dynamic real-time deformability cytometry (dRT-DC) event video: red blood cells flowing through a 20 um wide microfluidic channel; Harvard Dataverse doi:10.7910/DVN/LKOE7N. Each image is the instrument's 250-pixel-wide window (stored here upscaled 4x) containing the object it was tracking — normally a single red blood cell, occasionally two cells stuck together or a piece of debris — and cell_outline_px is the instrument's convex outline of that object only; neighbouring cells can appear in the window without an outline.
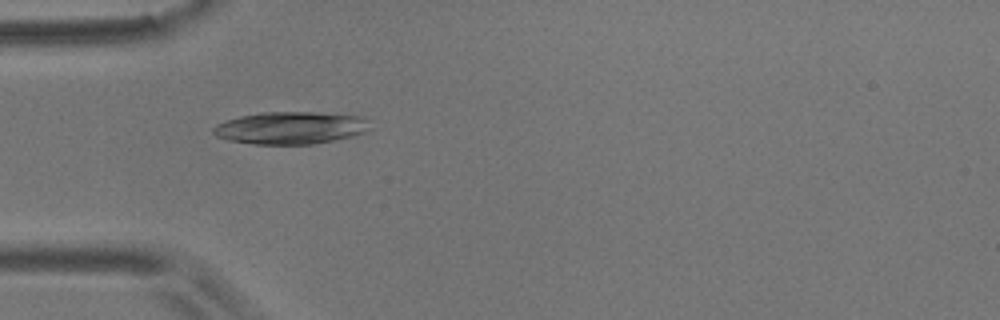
{"species": "common noctule bat (a hibernating species)", "species_latin": "Nyctalus noctula", "temperature_condition": "room temperature", "stored_images_in_passage": 4, "camera_frame_rate_fps": 3000, "um_per_image_px": 0.085, "animal": {"sex": "male", "body_mass_g": 17.9}, "frame": {"image": 1, "passage_image": 3, "time_ms": 0.667, "image_size_px": [1000, 320], "cell_outline_px": [[372, 128], [356, 136], [312, 144], [252, 144], [228, 140], [216, 136], [212, 132], [212, 128], [216, 124], [240, 116], [260, 112], [316, 112], [364, 116], [368, 120]], "centroid_in_image_um": [24.74, 10.86], "position_along_channel_um": 60.3, "area_um2": 29.88}}
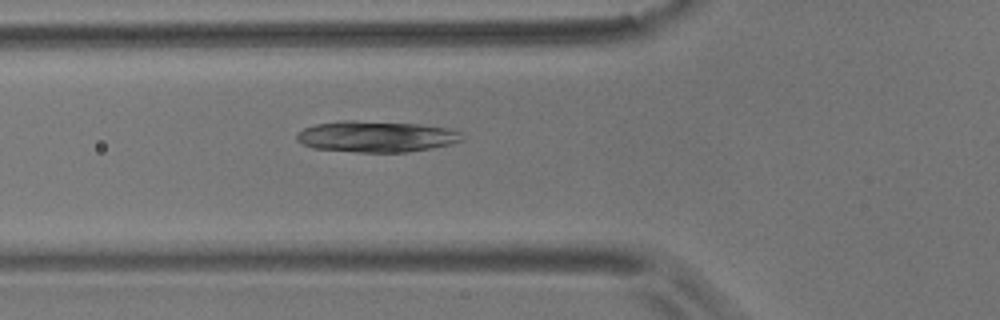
{"frame": {"image": 2, "passage_image": 4, "time_ms": 1.0, "image_size_px": [1000, 320], "cell_outline_px": [[464, 140], [432, 148], [408, 152], [356, 152], [312, 148], [296, 140], [296, 132], [304, 128], [316, 124], [340, 120], [356, 120], [420, 124], [448, 128], [460, 132]], "centroid_in_image_um": [31.95, 11.6], "position_along_channel_um": 93.9, "area_um2": 30.17}}